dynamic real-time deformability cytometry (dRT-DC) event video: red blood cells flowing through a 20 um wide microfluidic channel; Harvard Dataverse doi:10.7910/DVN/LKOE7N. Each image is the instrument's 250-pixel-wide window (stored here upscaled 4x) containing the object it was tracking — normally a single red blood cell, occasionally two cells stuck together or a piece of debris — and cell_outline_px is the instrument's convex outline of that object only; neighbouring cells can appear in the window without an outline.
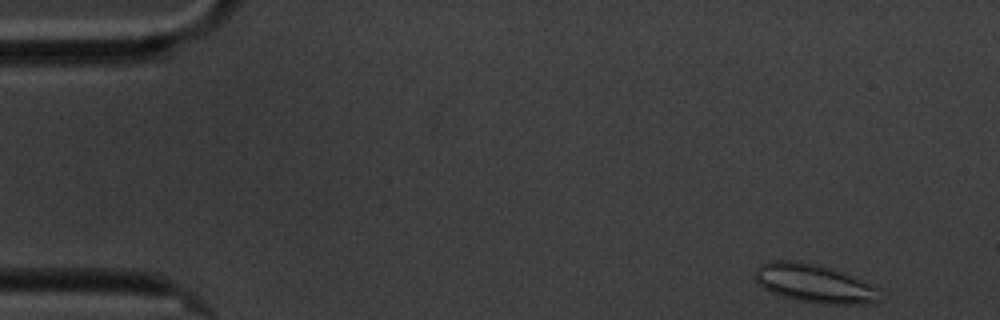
{"species": "common noctule bat (a hibernating species)", "species_latin": "Nyctalus noctula", "temperature_condition": "cold", "stored_images_in_passage": 55, "camera_frame_rate_fps": 3000, "um_per_image_px": 0.085, "animal": {"sex": "male", "body_mass_g": 20.1, "forearm_length_mm": 53.5}, "frame": {"image": 1, "passage_image": 1, "time_ms": 0.0, "image_size_px": [1000, 320], "cell_outline_px": [[884, 292], [880, 300], [860, 304], [820, 304], [780, 296], [764, 288], [752, 276], [756, 268], [760, 264], [772, 260], [788, 260], [816, 264], [832, 268], [852, 276], [880, 288]], "centroid_in_image_um": [69.23, 24.09], "position_along_channel_um": 15.8, "area_um2": 28.15}}
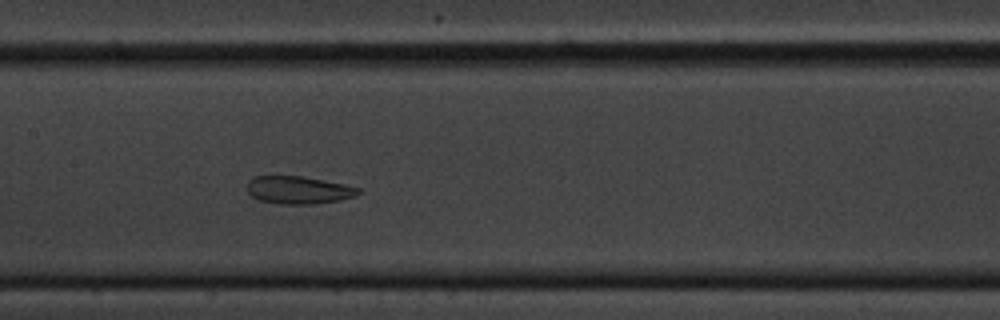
{"frame": {"image": 2, "passage_image": 25, "time_ms": 8.0, "image_size_px": [1000, 320], "cell_outline_px": [[360, 192], [356, 196], [340, 200], [312, 204], [280, 204], [260, 200], [252, 196], [248, 192], [248, 180], [252, 176], [304, 176], [344, 184], [360, 188]], "centroid_in_image_um": [25.38, 16.14], "position_along_channel_um": 182.0, "area_um2": 17.98}}
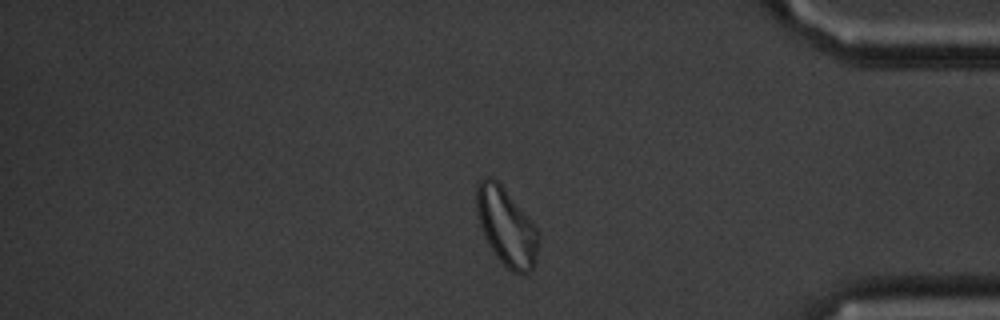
{"frame": {"image": 3, "passage_image": 46, "time_ms": 15.0, "image_size_px": [1000, 320], "cell_outline_px": [[540, 232], [536, 260], [532, 268], [528, 272], [512, 272], [496, 256], [488, 244], [484, 236], [476, 212], [476, 184], [484, 176], [492, 176], [504, 188], [532, 220]], "centroid_in_image_um": [43.04, 19.23], "position_along_channel_um": 392.2, "area_um2": 28.15}, "authors_computed_cell_mechanics": {"area_um2": 23.409, "velocity_mm_per_s": 3.3651, "shape_relaxation_time_tau1_ms": null, "shape_relaxation_time_tau2_ms": 1.902, "deformation_change_tau1": null, "deformation_change_tau2": 0.0822}}